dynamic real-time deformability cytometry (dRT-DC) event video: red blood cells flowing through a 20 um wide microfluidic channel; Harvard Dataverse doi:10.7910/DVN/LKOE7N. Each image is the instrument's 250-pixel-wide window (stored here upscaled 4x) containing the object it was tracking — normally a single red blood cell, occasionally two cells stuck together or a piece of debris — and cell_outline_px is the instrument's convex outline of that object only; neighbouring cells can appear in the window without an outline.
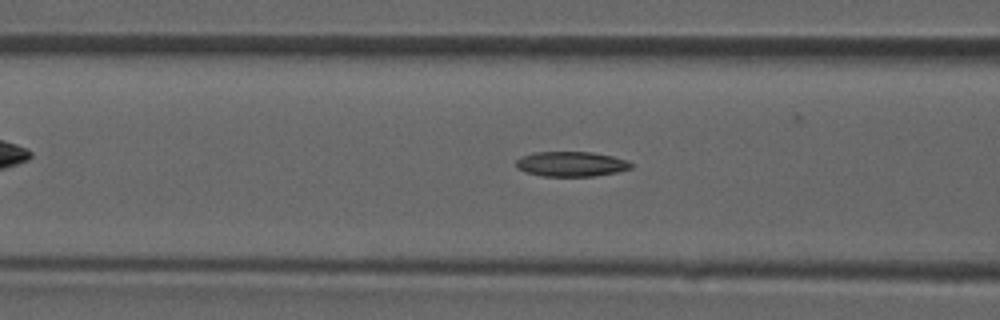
{"species": "common noctule bat (a hibernating species)", "species_latin": "Nyctalus noctula", "temperature_condition": "room temperature", "stored_images_in_passage": 41, "camera_frame_rate_fps": 3000, "um_per_image_px": 0.085, "animal": {"sex": "male", "forearm_length_mm": 52.5}, "frame": {"image": 1, "passage_image": 12, "time_ms": 3.667, "image_size_px": [1000, 320], "cell_outline_px": [[632, 168], [616, 172], [592, 176], [544, 176], [524, 172], [516, 168], [516, 160], [520, 156], [536, 152], [592, 152], [612, 156], [628, 160], [632, 164]], "centroid_in_image_um": [48.52, 13.94], "position_along_channel_um": 118.1, "area_um2": 16.76}}